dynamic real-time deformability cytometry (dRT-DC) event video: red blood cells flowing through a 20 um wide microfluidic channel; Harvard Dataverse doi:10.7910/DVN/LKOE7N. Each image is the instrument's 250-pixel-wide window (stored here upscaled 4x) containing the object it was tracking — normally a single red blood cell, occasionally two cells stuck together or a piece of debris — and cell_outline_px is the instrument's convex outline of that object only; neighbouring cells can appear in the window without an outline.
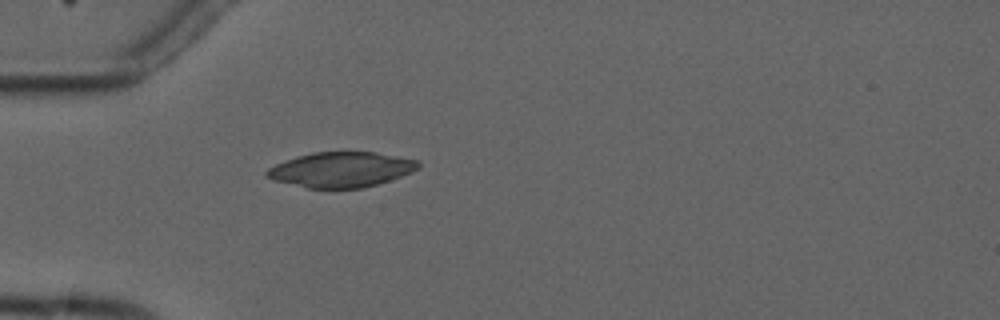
{"species": "common noctule bat (a hibernating species)", "species_latin": "Nyctalus noctula", "temperature_condition": "cold", "stored_images_in_passage": 2, "camera_frame_rate_fps": 3000, "um_per_image_px": 0.085, "animal": {"sex": "male", "forearm_length_mm": 52.5}, "frame": {"image": 1, "passage_image": 2, "time_ms": 1.333, "image_size_px": [1000, 320], "cell_outline_px": [[420, 168], [412, 172], [392, 180], [364, 188], [308, 188], [272, 180], [264, 176], [264, 172], [268, 168], [276, 164], [296, 156], [312, 152], [376, 152], [420, 160]], "centroid_in_image_um": [29.01, 14.42], "position_along_channel_um": 56.0, "area_um2": 31.39}}